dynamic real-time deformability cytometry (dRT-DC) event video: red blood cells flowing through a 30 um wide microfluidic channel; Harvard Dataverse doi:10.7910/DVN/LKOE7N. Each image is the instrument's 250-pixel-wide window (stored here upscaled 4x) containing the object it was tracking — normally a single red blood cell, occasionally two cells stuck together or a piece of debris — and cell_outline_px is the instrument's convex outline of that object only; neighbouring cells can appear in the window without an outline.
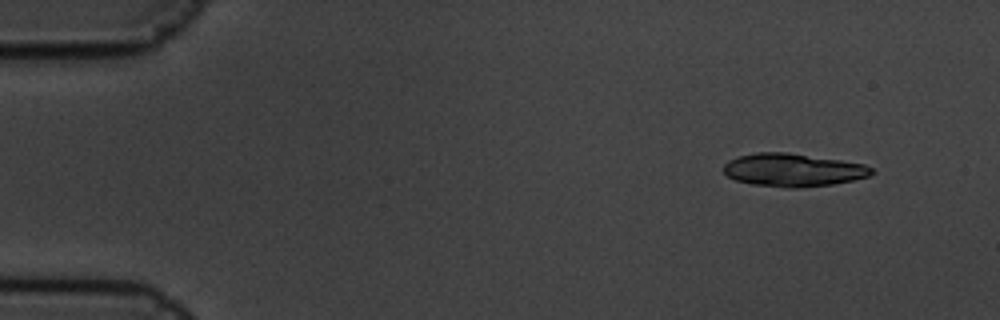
{"species": "common noctule bat (a hibernating species)", "species_latin": "Nyctalus noctula", "temperature_condition": "cold", "stored_images_in_passage": 6, "camera_frame_rate_fps": 3000, "um_per_image_px": 0.085, "animal": {"sex": "male", "body_mass_g": 19.5, "forearm_length_mm": 54.6}, "frame": {"image": 1, "passage_image": 2, "time_ms": 0.333, "image_size_px": [1000, 320], "cell_outline_px": [[876, 172], [868, 176], [852, 180], [832, 184], [800, 188], [784, 188], [752, 184], [736, 180], [728, 176], [724, 172], [724, 164], [728, 160], [740, 156], [756, 152], [788, 152], [840, 160], [864, 164], [872, 168]], "centroid_in_image_um": [67.4, 14.45], "position_along_channel_um": 17.6, "area_um2": 28.5}}